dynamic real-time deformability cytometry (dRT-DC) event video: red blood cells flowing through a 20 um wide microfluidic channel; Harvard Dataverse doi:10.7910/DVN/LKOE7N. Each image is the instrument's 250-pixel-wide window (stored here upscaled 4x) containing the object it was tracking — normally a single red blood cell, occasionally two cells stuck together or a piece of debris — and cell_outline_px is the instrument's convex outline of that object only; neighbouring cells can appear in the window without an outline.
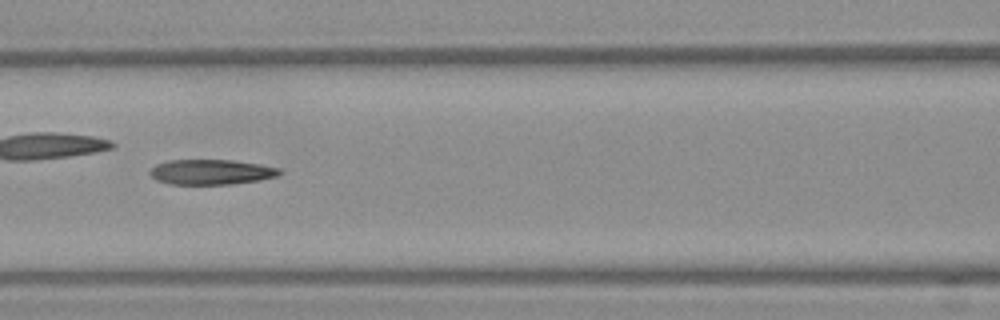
{"species": "Egyptian fruit bat (a non-hibernating species)", "species_latin": "Rousettus aegyptiacus", "temperature_condition": "warm", "stored_images_in_passage": 43, "camera_frame_rate_fps": 3000, "um_per_image_px": 0.085, "frame": {"image": 1, "passage_image": 19, "time_ms": 6.0, "image_size_px": [1000, 320], "cell_outline_px": [[284, 172], [276, 176], [260, 180], [232, 184], [168, 184], [156, 180], [148, 172], [156, 164], [168, 160], [232, 160], [260, 164], [280, 168]], "centroid_in_image_um": [17.96, 14.62], "position_along_channel_um": 148.6, "area_um2": 19.07}}